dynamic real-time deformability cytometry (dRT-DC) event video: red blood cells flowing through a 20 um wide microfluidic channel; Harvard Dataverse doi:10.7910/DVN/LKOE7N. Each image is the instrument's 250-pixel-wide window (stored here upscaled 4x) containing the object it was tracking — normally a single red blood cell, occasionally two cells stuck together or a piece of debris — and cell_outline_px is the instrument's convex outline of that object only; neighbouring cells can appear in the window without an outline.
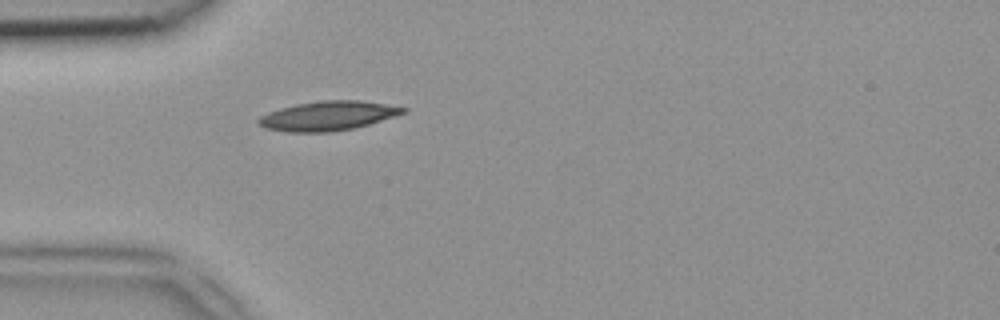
{"species": "common noctule bat (a hibernating species)", "species_latin": "Nyctalus noctula", "temperature_condition": "room temperature", "stored_images_in_passage": 34, "camera_frame_rate_fps": 3000, "um_per_image_px": 0.085, "animal": {"sex": "female", "body_mass_g": 18.4}, "frame": {"image": 1, "passage_image": 7, "time_ms": 2.0, "image_size_px": [1000, 320], "cell_outline_px": [[408, 112], [396, 116], [368, 124], [352, 128], [328, 132], [284, 132], [268, 128], [260, 124], [256, 120], [260, 116], [268, 112], [280, 108], [296, 104], [320, 100], [360, 100], [408, 108]], "centroid_in_image_um": [27.88, 9.84], "position_along_channel_um": 57.1, "area_um2": 24.62}}
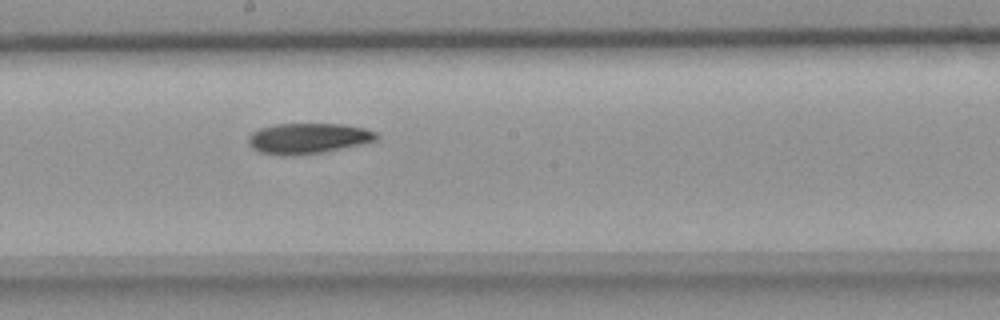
{"frame": {"image": 2, "passage_image": 19, "time_ms": 6.0, "image_size_px": [1000, 320], "cell_outline_px": [[380, 136], [376, 140], [364, 144], [304, 156], [280, 156], [260, 152], [252, 148], [248, 144], [248, 136], [252, 132], [260, 128], [272, 124], [344, 124], [364, 128], [376, 132]], "centroid_in_image_um": [26.18, 11.78], "position_along_channel_um": 222.0, "area_um2": 23.35}}
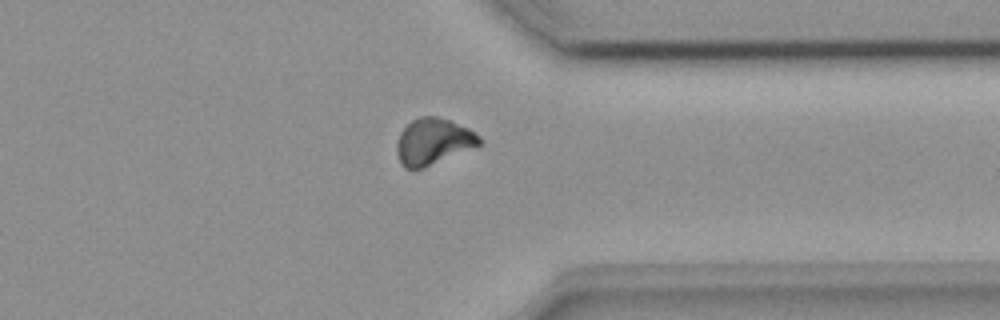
{"frame": {"image": 3, "passage_image": 30, "time_ms": 9.667, "image_size_px": [1000, 320], "cell_outline_px": [[484, 144], [424, 168], [404, 168], [400, 164], [396, 152], [396, 144], [400, 132], [412, 120], [420, 116], [436, 116], [448, 120], [468, 128], [480, 136]], "centroid_in_image_um": [36.83, 12.04], "position_along_channel_um": 374.6, "area_um2": 22.48}}